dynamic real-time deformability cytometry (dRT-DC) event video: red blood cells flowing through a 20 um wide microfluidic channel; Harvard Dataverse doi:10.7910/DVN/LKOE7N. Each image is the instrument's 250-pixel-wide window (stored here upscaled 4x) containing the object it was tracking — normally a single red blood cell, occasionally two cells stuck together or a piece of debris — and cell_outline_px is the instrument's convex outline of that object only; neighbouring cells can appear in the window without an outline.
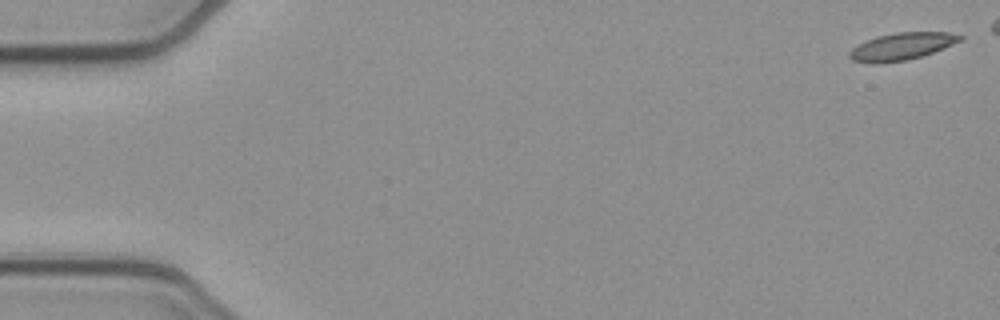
{"species": "common noctule bat (a hibernating species)", "species_latin": "Nyctalus noctula", "temperature_condition": "cold", "stored_images_in_passage": 15, "camera_frame_rate_fps": 3000, "um_per_image_px": 0.085, "animal": {"sex": "female", "body_mass_g": 21.9}, "frame": {"image": 1, "passage_image": 1, "time_ms": 0.0, "image_size_px": [1000, 320], "cell_outline_px": [[964, 36], [960, 40], [944, 48], [908, 60], [880, 64], [872, 64], [852, 60], [848, 56], [848, 52], [852, 48], [876, 36], [896, 32], [948, 32]], "centroid_in_image_um": [76.6, 3.95], "position_along_channel_um": 8.4, "area_um2": 17.51}}